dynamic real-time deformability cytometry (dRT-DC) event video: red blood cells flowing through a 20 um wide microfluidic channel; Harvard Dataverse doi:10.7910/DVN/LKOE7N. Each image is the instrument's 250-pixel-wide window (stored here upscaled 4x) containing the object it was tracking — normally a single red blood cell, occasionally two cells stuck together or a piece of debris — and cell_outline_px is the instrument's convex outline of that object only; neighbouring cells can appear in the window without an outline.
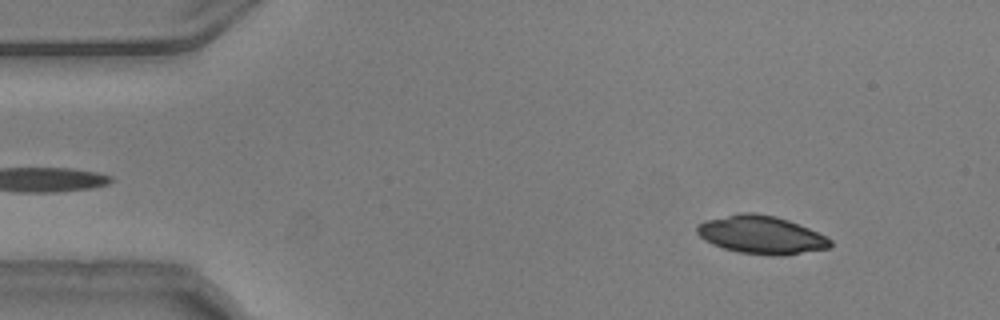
{"species": "common noctule bat (a hibernating species)", "species_latin": "Nyctalus noctula", "temperature_condition": "warm", "stored_images_in_passage": 13, "camera_frame_rate_fps": 3000, "um_per_image_px": 0.085, "animal": {"sex": "male", "body_mass_g": 20.5, "forearm_length_mm": 52.5}, "frame": {"image": 1, "passage_image": 2, "time_ms": 0.333, "image_size_px": [1000, 320], "cell_outline_px": [[832, 244], [828, 248], [784, 256], [772, 256], [740, 252], [724, 248], [712, 244], [704, 240], [696, 232], [696, 224], [704, 220], [740, 212], [752, 212], [776, 216], [788, 220], [808, 228], [832, 240]], "centroid_in_image_um": [64.67, 19.95], "position_along_channel_um": 20.3, "area_um2": 29.65}}
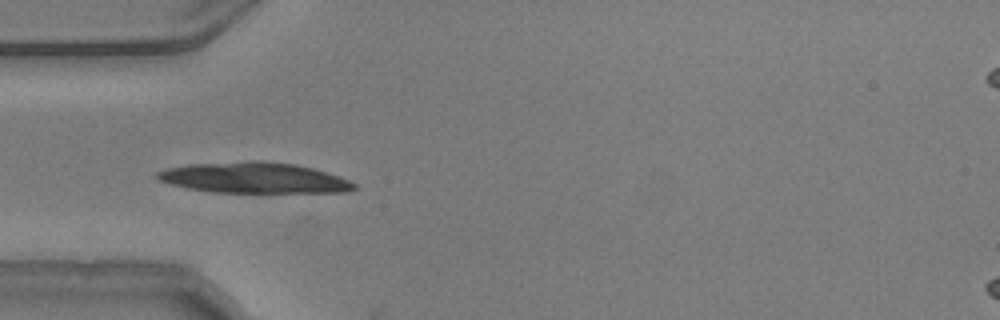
{"frame": {"image": 2, "passage_image": 12, "time_ms": 3.667, "image_size_px": [1000, 320], "cell_outline_px": [[356, 188], [348, 192], [212, 192], [188, 188], [156, 180], [156, 172], [168, 168], [188, 164], [296, 164], [312, 168], [348, 180], [356, 184]], "centroid_in_image_um": [21.58, 15.17], "position_along_channel_um": 63.4, "area_um2": 33.47}}